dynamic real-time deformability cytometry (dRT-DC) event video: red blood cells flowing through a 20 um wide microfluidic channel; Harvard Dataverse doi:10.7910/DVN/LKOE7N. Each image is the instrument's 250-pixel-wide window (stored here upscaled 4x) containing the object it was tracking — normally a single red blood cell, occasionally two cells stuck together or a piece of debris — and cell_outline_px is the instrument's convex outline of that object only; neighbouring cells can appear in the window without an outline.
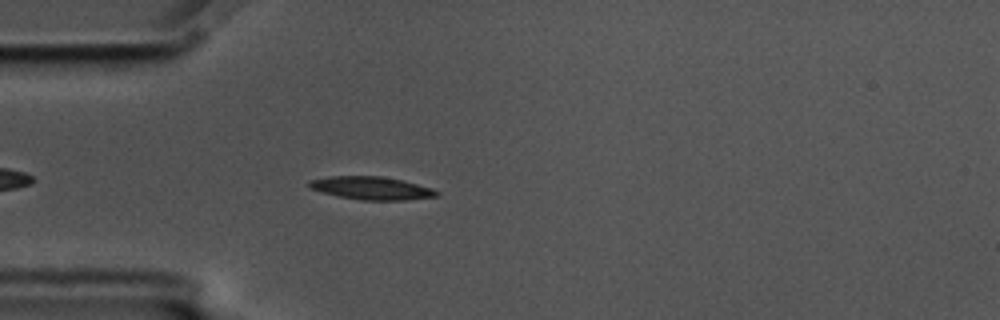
{"species": "common noctule bat (a hibernating species)", "species_latin": "Nyctalus noctula", "temperature_condition": "cold", "stored_images_in_passage": 48, "camera_frame_rate_fps": 3000, "um_per_image_px": 0.085, "animal": {"sex": "male", "body_mass_g": 17.5, "forearm_length_mm": 52.3}, "frame": {"image": 1, "passage_image": 6, "time_ms": 1.667, "image_size_px": [1000, 320], "cell_outline_px": [[440, 196], [404, 200], [364, 200], [340, 196], [308, 188], [308, 180], [328, 176], [380, 176], [400, 180], [432, 188], [440, 192]], "centroid_in_image_um": [31.57, 15.98], "position_along_channel_um": 53.4, "area_um2": 16.94}}
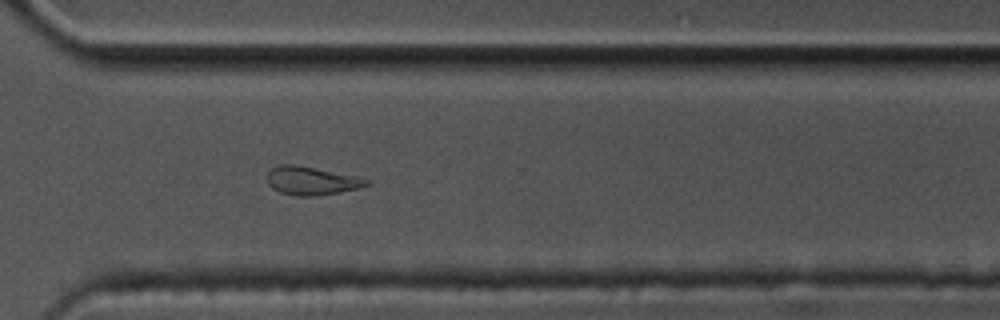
{"frame": {"image": 2, "passage_image": 32, "time_ms": 10.333, "image_size_px": [1000, 320], "cell_outline_px": [[372, 184], [360, 188], [340, 192], [316, 196], [296, 196], [280, 192], [272, 188], [268, 184], [268, 172], [272, 168], [280, 164], [296, 164], [360, 176], [368, 180]], "centroid_in_image_um": [26.52, 15.36], "position_along_channel_um": 344.1, "area_um2": 16.7}}
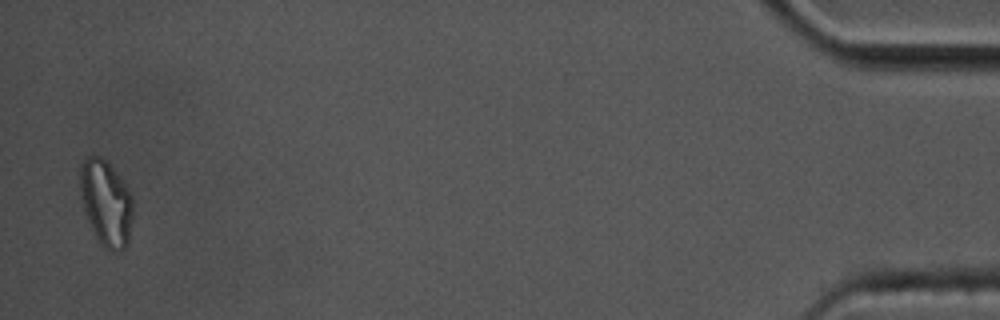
{"frame": {"image": 3, "passage_image": 47, "time_ms": 15.333, "image_size_px": [1000, 320], "cell_outline_px": [[132, 216], [128, 244], [120, 252], [112, 252], [104, 248], [100, 244], [88, 220], [80, 196], [80, 164], [88, 156], [100, 156], [120, 176], [128, 188], [132, 196]], "centroid_in_image_um": [9.02, 17.27], "position_along_channel_um": 426.2, "area_um2": 26.41}, "authors_computed_cell_mechanics": {"area_um2": 16.6464, "velocity_mm_per_s": 3.4383, "shape_relaxation_time_tau1_ms": 3.4865, "shape_relaxation_time_tau2_ms": 3.1348, "deformation_change_tau1": 0.1681, "deformation_change_tau2": 0.1187}}